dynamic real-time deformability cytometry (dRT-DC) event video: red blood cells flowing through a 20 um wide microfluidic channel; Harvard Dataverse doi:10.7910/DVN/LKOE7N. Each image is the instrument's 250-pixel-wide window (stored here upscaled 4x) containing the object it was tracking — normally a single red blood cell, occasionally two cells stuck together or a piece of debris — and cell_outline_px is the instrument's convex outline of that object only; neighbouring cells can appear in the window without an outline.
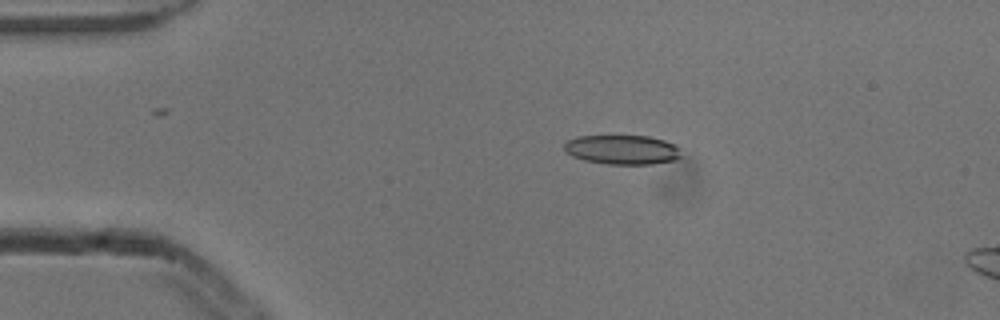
{"species": "common noctule bat (a hibernating species)", "species_latin": "Nyctalus noctula", "temperature_condition": "cold", "stored_images_in_passage": 4, "camera_frame_rate_fps": 3000, "um_per_image_px": 0.085, "animal": {"sex": "male", "body_mass_g": 13.3}, "frame": {"image": 1, "passage_image": 2, "time_ms": 0.333, "image_size_px": [1000, 320], "cell_outline_px": [[680, 156], [676, 160], [652, 164], [608, 164], [584, 160], [572, 156], [564, 148], [564, 144], [568, 140], [576, 136], [648, 136], [664, 140], [672, 144], [676, 148]], "centroid_in_image_um": [52.85, 12.72], "position_along_channel_um": 32.1, "area_um2": 19.77}}
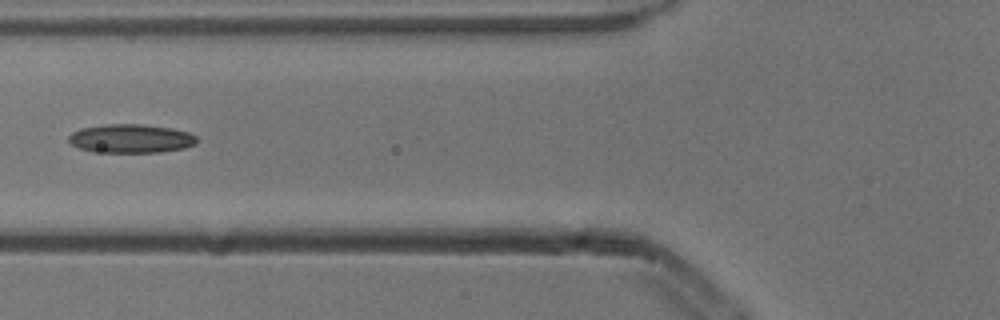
{"frame": {"image": 2, "passage_image": 4, "time_ms": 1.0, "image_size_px": [1000, 320], "cell_outline_px": [[196, 140], [192, 144], [184, 148], [160, 152], [92, 152], [76, 148], [68, 140], [68, 136], [72, 132], [80, 128], [104, 124], [144, 124], [172, 128], [188, 132], [196, 136]], "centroid_in_image_um": [11.06, 11.77], "position_along_channel_um": 114.7, "area_um2": 21.56}}